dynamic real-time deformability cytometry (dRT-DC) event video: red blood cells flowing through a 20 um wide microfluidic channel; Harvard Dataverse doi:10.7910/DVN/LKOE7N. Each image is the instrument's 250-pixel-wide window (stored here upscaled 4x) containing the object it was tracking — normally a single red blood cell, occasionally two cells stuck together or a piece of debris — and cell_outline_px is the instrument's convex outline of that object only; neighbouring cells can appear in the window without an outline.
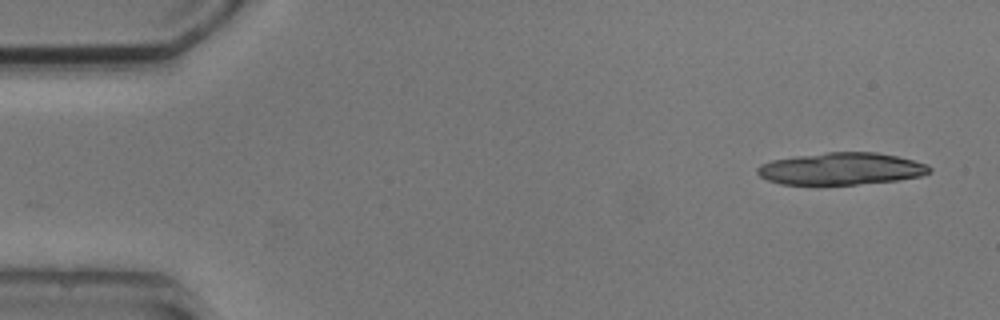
{"species": "common noctule bat (a hibernating species)", "species_latin": "Nyctalus noctula", "temperature_condition": "cold", "stored_images_in_passage": 3, "camera_frame_rate_fps": 3000, "um_per_image_px": 0.085, "animal": {"sex": "male", "body_mass_g": 20.5, "forearm_length_mm": 52.5}, "frame": {"image": 1, "passage_image": 3, "time_ms": 2.333, "image_size_px": [1000, 320], "cell_outline_px": [[932, 172], [920, 176], [900, 180], [856, 184], [780, 184], [768, 180], [760, 176], [756, 172], [756, 168], [760, 164], [772, 160], [796, 156], [828, 152], [876, 152], [896, 156], [928, 164], [932, 168]], "centroid_in_image_um": [71.51, 14.34], "position_along_channel_um": 13.5, "area_um2": 32.19}}